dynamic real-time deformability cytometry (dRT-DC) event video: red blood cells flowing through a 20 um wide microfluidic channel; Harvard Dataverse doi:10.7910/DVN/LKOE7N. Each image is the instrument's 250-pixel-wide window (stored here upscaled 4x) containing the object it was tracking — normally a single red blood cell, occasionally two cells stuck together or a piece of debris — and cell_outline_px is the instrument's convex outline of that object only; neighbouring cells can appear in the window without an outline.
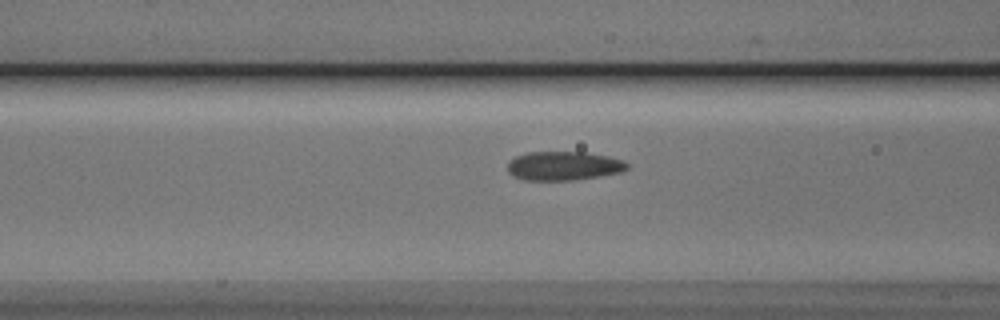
{"species": "Egyptian fruit bat (a non-hibernating species)", "species_latin": "Rousettus aegyptiacus", "temperature_condition": "cold", "stored_images_in_passage": 35, "camera_frame_rate_fps": 3000, "um_per_image_px": 0.085, "animal": {"sex": "male"}, "frame": {"image": 1, "passage_image": 11, "time_ms": 3.333, "image_size_px": [1000, 320], "cell_outline_px": [[628, 168], [620, 172], [572, 180], [524, 180], [512, 176], [508, 172], [508, 160], [516, 156], [528, 152], [584, 152], [608, 156], [624, 160], [628, 164]], "centroid_in_image_um": [47.87, 14.09], "position_along_channel_um": 118.7, "area_um2": 20.11}}
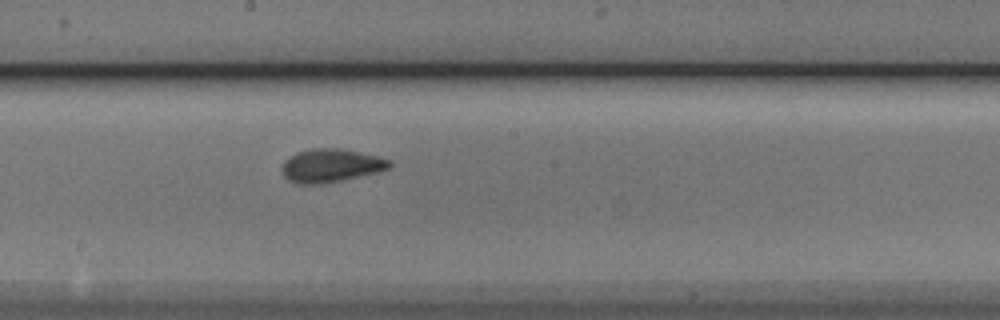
{"frame": {"image": 2, "passage_image": 19, "time_ms": 6.0, "image_size_px": [1000, 320], "cell_outline_px": [[392, 164], [388, 168], [376, 172], [340, 180], [320, 184], [300, 184], [288, 180], [284, 176], [280, 168], [284, 160], [296, 152], [312, 148], [340, 148], [376, 156], [392, 160]], "centroid_in_image_um": [28.07, 14.06], "position_along_channel_um": 220.1, "area_um2": 20.75}}
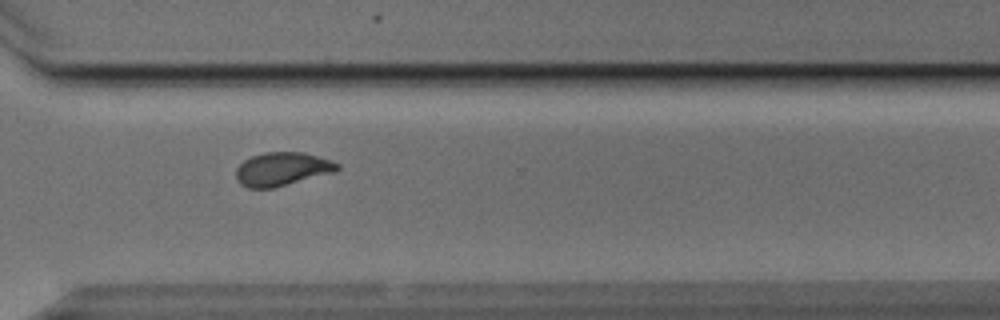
{"frame": {"image": 3, "passage_image": 29, "time_ms": 9.333, "image_size_px": [1000, 320], "cell_outline_px": [[340, 168], [336, 172], [272, 188], [248, 188], [240, 184], [236, 180], [236, 168], [244, 160], [252, 156], [264, 152], [304, 152], [332, 160], [340, 164]], "centroid_in_image_um": [24.0, 14.37], "position_along_channel_um": 346.6, "area_um2": 19.94}, "authors_computed_cell_mechanics": {"area_um2": 20.0566, "velocity_mm_per_s": 3.8049, "shape_relaxation_time_tau1_ms": 4.933, "shape_relaxation_time_tau2_ms": 1.5842, "deformation_change_tau1": 0.1276, "deformation_change_tau2": 0.0579}}